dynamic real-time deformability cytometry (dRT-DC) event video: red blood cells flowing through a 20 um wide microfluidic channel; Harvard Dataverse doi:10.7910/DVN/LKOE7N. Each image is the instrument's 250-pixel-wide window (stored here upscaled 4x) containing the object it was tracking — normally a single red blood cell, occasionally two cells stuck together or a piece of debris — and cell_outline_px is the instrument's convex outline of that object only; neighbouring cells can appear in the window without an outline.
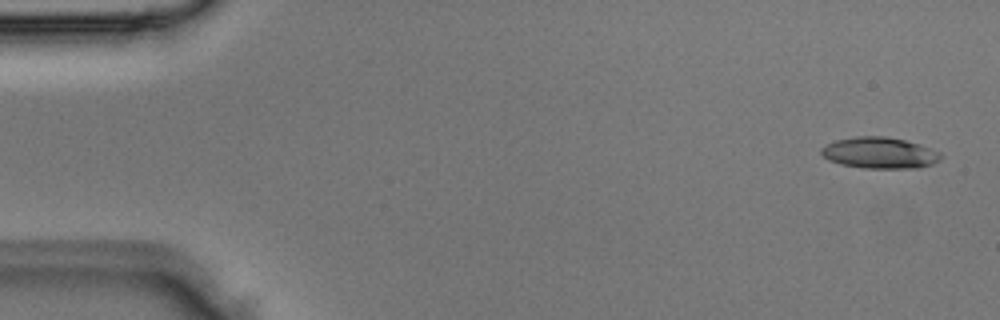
{"species": "Egyptian fruit bat (a non-hibernating species)", "species_latin": "Rousettus aegyptiacus", "temperature_condition": "room temperature", "stored_images_in_passage": 3, "segment_of_instrument_passage": [2, 2], "camera_frame_rate_fps": 3000, "um_per_image_px": 0.085, "animal": {"sex": "male"}, "frame": {"image": 1, "passage_image": 3, "time_ms": 0.667, "image_size_px": [1000, 320], "cell_outline_px": [[944, 156], [940, 160], [932, 164], [920, 168], [864, 168], [840, 164], [828, 160], [820, 152], [820, 148], [836, 140], [856, 136], [884, 136], [904, 140], [920, 144], [940, 152]], "centroid_in_image_um": [74.79, 13.0], "position_along_channel_um": 10.2, "area_um2": 21.85}}